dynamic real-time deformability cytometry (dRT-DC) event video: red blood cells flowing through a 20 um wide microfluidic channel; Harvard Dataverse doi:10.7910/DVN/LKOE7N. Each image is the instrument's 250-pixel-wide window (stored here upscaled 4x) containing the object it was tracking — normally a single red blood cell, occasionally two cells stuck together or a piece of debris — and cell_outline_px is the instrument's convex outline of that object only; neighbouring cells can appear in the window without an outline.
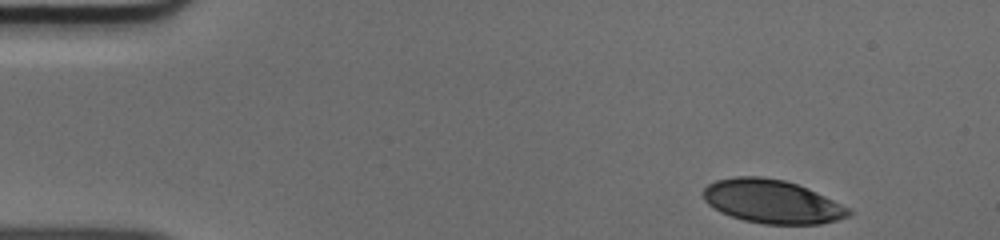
{"species": "human", "species_latin": "Homo sapiens", "temperature_condition": "cold", "stored_images_in_passage": 39, "camera_frame_rate_fps": 3000, "um_per_image_px": 0.085, "donor": {"sex": "male"}, "frame": {"image": 1, "passage_image": 1, "time_ms": 0.0, "image_size_px": [1000, 240], "cell_outline_px": [[852, 212], [848, 216], [836, 220], [820, 224], [764, 224], [744, 220], [720, 212], [708, 204], [704, 200], [700, 192], [708, 184], [716, 180], [736, 176], [760, 176], [784, 180], [808, 188], [848, 208]], "centroid_in_image_um": [65.56, 17.12], "position_along_channel_um": 19.4, "area_um2": 36.76}}
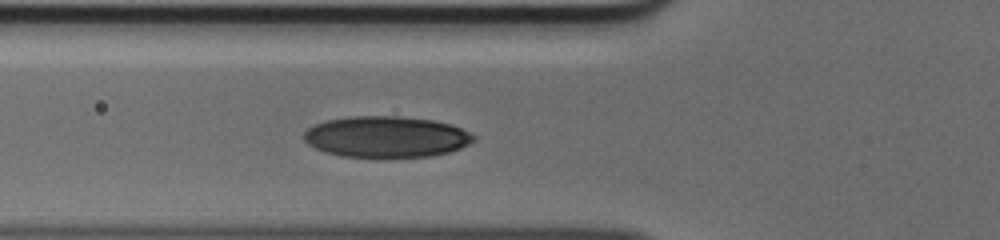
{"frame": {"image": 2, "passage_image": 14, "time_ms": 4.333, "image_size_px": [1000, 240], "cell_outline_px": [[476, 140], [460, 148], [448, 152], [432, 156], [380, 160], [376, 160], [340, 156], [324, 152], [308, 144], [304, 140], [304, 132], [308, 128], [316, 124], [328, 120], [352, 116], [400, 116], [432, 120], [452, 124], [476, 136]], "centroid_in_image_um": [32.83, 11.67], "position_along_channel_um": 93.0, "area_um2": 41.79}}
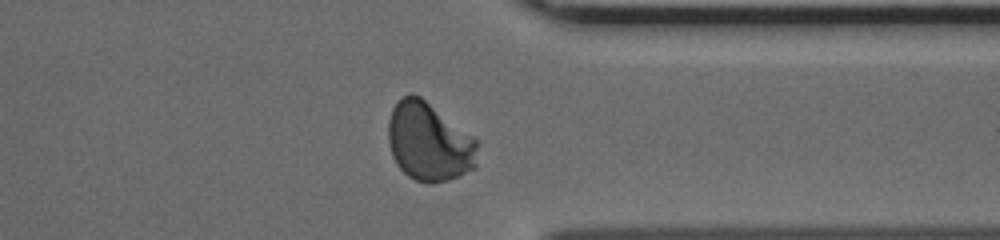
{"frame": {"image": 3, "passage_image": 35, "time_ms": 11.333, "image_size_px": [1000, 240], "cell_outline_px": [[480, 140], [476, 168], [460, 176], [448, 180], [432, 184], [428, 184], [416, 180], [408, 176], [396, 164], [392, 156], [388, 144], [388, 120], [392, 108], [404, 96], [412, 92], [420, 96]], "centroid_in_image_um": [36.51, 12.08], "position_along_channel_um": 374.9, "area_um2": 41.73}}